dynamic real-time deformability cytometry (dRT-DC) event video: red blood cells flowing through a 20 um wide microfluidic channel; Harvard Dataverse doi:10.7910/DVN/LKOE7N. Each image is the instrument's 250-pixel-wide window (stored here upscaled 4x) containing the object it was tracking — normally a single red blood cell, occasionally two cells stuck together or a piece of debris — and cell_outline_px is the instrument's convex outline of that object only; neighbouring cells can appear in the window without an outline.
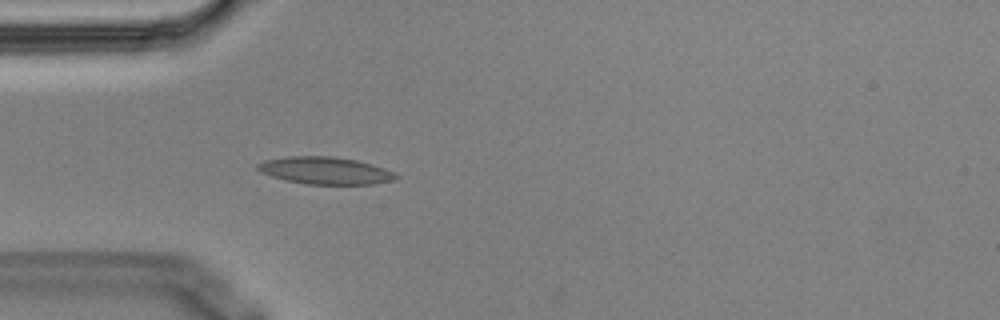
{"species": "Egyptian fruit bat (a non-hibernating species)", "species_latin": "Rousettus aegyptiacus", "temperature_condition": "cold", "stored_images_in_passage": 3, "camera_frame_rate_fps": 3000, "um_per_image_px": 0.085, "animal": {"sex": "male"}, "frame": {"image": 1, "passage_image": 3, "time_ms": 0.667, "image_size_px": [1000, 320], "cell_outline_px": [[400, 176], [392, 180], [372, 184], [304, 184], [284, 180], [260, 172], [256, 168], [256, 164], [264, 160], [288, 156], [332, 156], [356, 160], [372, 164], [384, 168]], "centroid_in_image_um": [27.6, 14.49], "position_along_channel_um": 57.4, "area_um2": 21.96}}